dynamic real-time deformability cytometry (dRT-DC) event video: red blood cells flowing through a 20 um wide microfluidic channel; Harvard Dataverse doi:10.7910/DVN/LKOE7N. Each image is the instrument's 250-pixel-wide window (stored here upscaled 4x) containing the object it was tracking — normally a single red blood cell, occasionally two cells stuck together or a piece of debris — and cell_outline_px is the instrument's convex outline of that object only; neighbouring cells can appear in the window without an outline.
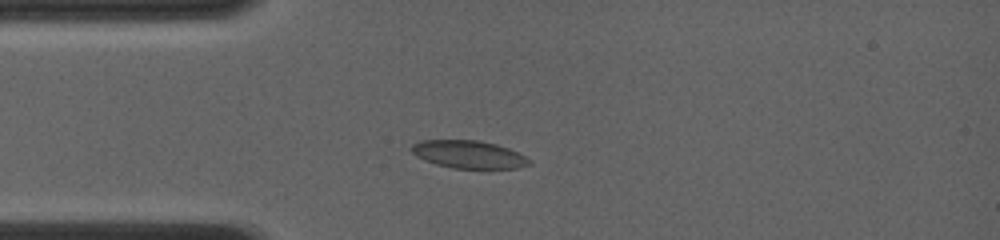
{"species": "common noctule bat (a hibernating species)", "species_latin": "Nyctalus noctula", "temperature_condition": "room temperature", "stored_images_in_passage": 45, "camera_frame_rate_fps": 4000, "um_per_image_px": 0.085, "animal": {"sex": "female", "body_mass_g": 19.0, "forearm_length_mm": 56.7}, "frame": {"image": 1, "passage_image": 2, "time_ms": 0.25, "image_size_px": [1000, 240], "cell_outline_px": [[532, 164], [516, 168], [452, 168], [436, 164], [424, 160], [416, 156], [412, 152], [412, 144], [420, 140], [476, 140], [496, 144], [508, 148], [532, 160]], "centroid_in_image_um": [39.83, 13.12], "position_along_channel_um": 45.2, "area_um2": 18.96}}
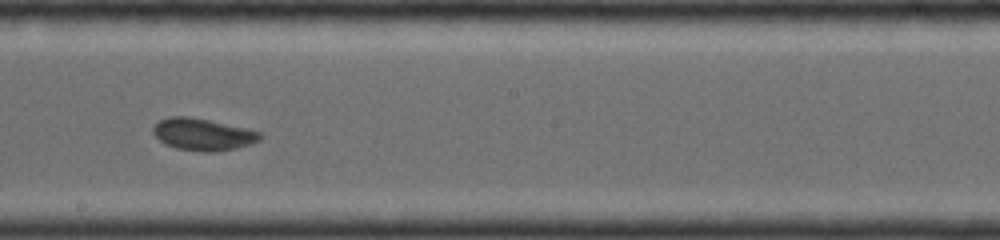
{"frame": {"image": 2, "passage_image": 21, "time_ms": 5.0, "image_size_px": [1000, 240], "cell_outline_px": [[264, 136], [260, 140], [252, 144], [236, 148], [216, 152], [204, 152], [176, 148], [160, 140], [152, 132], [152, 128], [160, 120], [172, 116], [188, 116], [208, 120], [244, 128], [260, 132]], "centroid_in_image_um": [17.27, 11.43], "position_along_channel_um": 230.9, "area_um2": 19.77}}
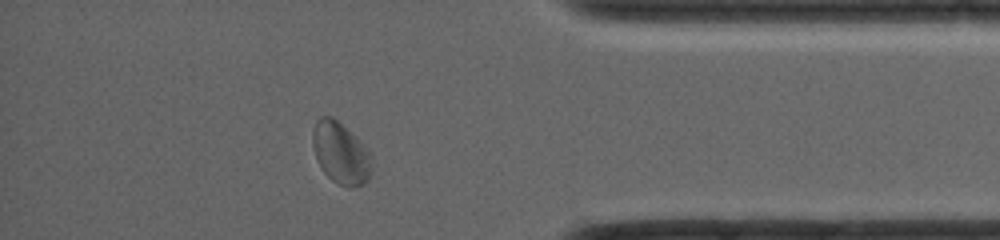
{"frame": {"image": 3, "passage_image": 39, "time_ms": 9.5, "image_size_px": [1000, 240], "cell_outline_px": [[372, 172], [368, 180], [364, 184], [356, 188], [348, 188], [332, 180], [320, 168], [312, 144], [312, 132], [316, 120], [320, 116], [332, 116], [356, 136], [372, 152]], "centroid_in_image_um": [29.0, 13.02], "position_along_channel_um": 406.2, "area_um2": 21.73}, "authors_computed_cell_mechanics": {"area_um2": 19.7676, "velocity_mm_per_s": 4.1531, "shape_relaxation_time_tau1_ms": 6.4924, "shape_relaxation_time_tau2_ms": 1.3515, "deformation_change_tau1": 0.122, "deformation_change_tau2": 0.0476}}